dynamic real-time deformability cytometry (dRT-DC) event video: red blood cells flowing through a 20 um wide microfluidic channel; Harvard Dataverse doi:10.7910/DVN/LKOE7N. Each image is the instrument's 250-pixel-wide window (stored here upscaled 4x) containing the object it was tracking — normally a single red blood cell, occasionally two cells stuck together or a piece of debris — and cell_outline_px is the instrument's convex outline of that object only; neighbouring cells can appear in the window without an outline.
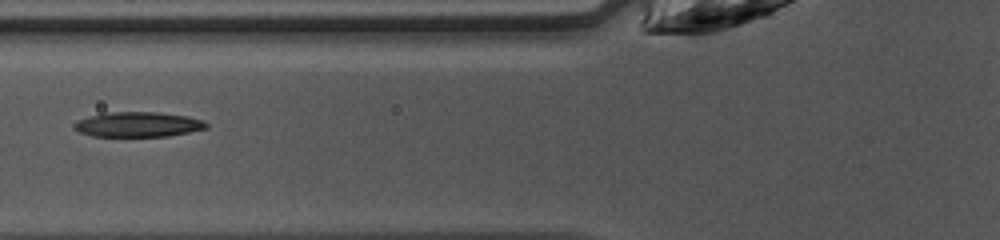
{"species": "common noctule bat (a hibernating species)", "species_latin": "Nyctalus noctula", "temperature_condition": "warm", "stored_images_in_passage": 46, "camera_frame_rate_fps": 3000, "um_per_image_px": 0.085, "animal": {"sex": "female", "body_mass_g": 10.0, "forearm_length_mm": 53.1}, "frame": {"image": 1, "passage_image": 18, "time_ms": 5.667, "image_size_px": [1000, 240], "cell_outline_px": [[208, 128], [168, 136], [92, 136], [80, 132], [72, 128], [72, 124], [76, 120], [88, 116], [104, 112], [156, 112], [188, 116], [204, 120], [208, 124]], "centroid_in_image_um": [11.7, 10.57], "position_along_channel_um": 114.1, "area_um2": 19.42}}
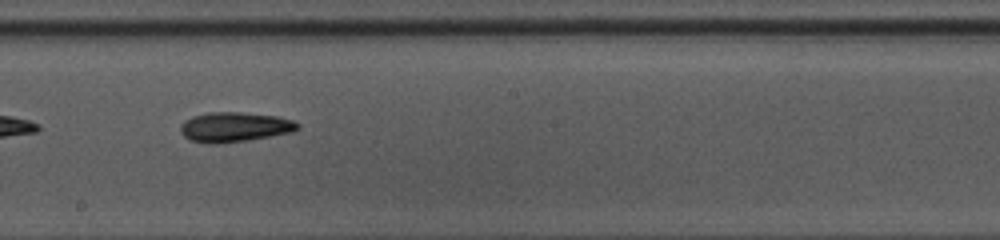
{"frame": {"image": 2, "passage_image": 26, "time_ms": 8.333, "image_size_px": [1000, 240], "cell_outline_px": [[300, 128], [292, 132], [248, 140], [216, 144], [208, 144], [192, 140], [184, 136], [180, 132], [180, 124], [184, 120], [192, 116], [208, 112], [240, 112], [276, 116], [292, 120], [300, 124]], "centroid_in_image_um": [19.92, 10.79], "position_along_channel_um": 228.3, "area_um2": 20.4}}
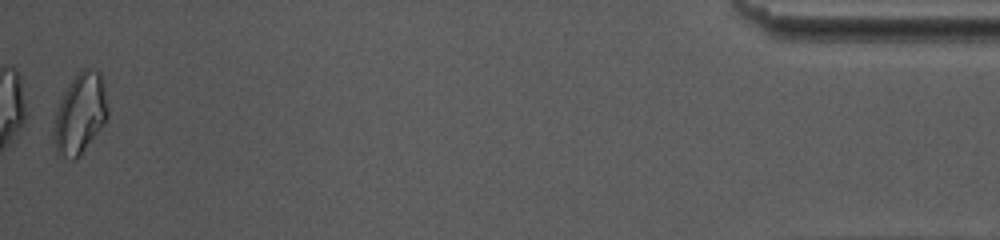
{"frame": {"image": 3, "passage_image": 46, "time_ms": 15.0, "image_size_px": [1000, 240], "cell_outline_px": [[108, 116], [104, 124], [80, 156], [76, 160], [72, 160], [56, 152], [52, 136], [52, 132], [56, 112], [60, 96], [76, 72], [80, 68], [88, 68], [100, 72], [108, 108]], "centroid_in_image_um": [6.78, 9.66], "position_along_channel_um": 428.4, "area_um2": 25.66}, "authors_computed_cell_mechanics": {"area_um2": 19.941, "velocity_mm_per_s": 4.2536, "shape_relaxation_time_tau1_ms": 5.3411, "shape_relaxation_time_tau2_ms": null, "deformation_change_tau1": 0.1889, "deformation_change_tau2": null}}